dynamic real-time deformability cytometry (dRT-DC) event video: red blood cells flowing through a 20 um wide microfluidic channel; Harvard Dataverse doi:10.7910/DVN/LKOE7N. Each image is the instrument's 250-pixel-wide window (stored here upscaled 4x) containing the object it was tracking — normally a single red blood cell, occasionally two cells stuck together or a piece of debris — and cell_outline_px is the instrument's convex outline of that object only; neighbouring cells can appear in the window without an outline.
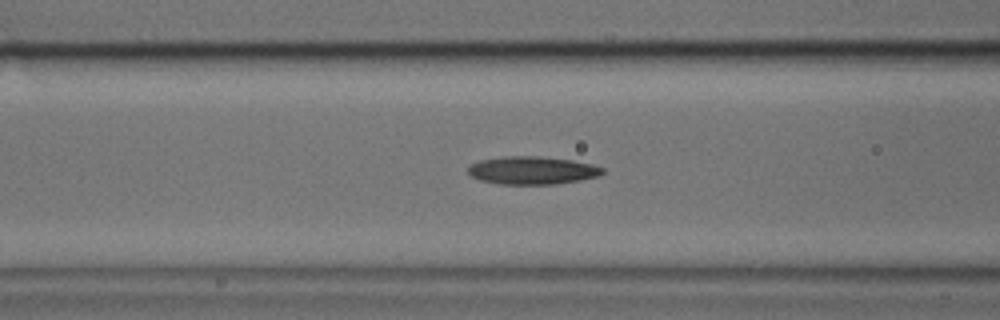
{"species": "common noctule bat (a hibernating species)", "species_latin": "Nyctalus noctula", "temperature_condition": "cold", "stored_images_in_passage": 45, "camera_frame_rate_fps": 3000, "um_per_image_px": 0.085, "animal": {"sex": "male", "body_mass_g": 17.9, "forearm_length_mm": 54.2}, "frame": {"image": 1, "passage_image": 14, "time_ms": 4.333, "image_size_px": [1000, 320], "cell_outline_px": [[604, 172], [600, 176], [580, 180], [556, 184], [500, 184], [480, 180], [472, 176], [468, 172], [468, 168], [472, 164], [480, 160], [504, 156], [536, 156], [572, 160], [592, 164], [604, 168]], "centroid_in_image_um": [45.27, 14.48], "position_along_channel_um": 121.3, "area_um2": 21.85}}
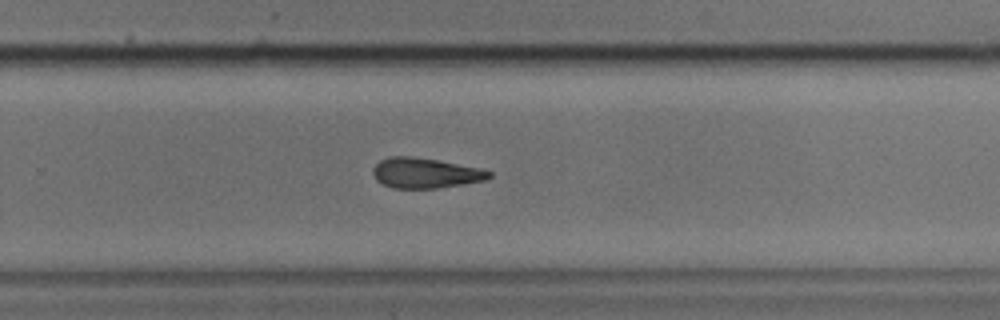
{"frame": {"image": 2, "passage_image": 27, "time_ms": 8.667, "image_size_px": [1000, 320], "cell_outline_px": [[492, 176], [484, 180], [436, 188], [392, 188], [376, 180], [372, 172], [372, 168], [380, 160], [392, 156], [412, 156], [436, 160], [480, 168], [492, 172]], "centroid_in_image_um": [36.11, 14.7], "position_along_channel_um": 293.7, "area_um2": 20.23}}
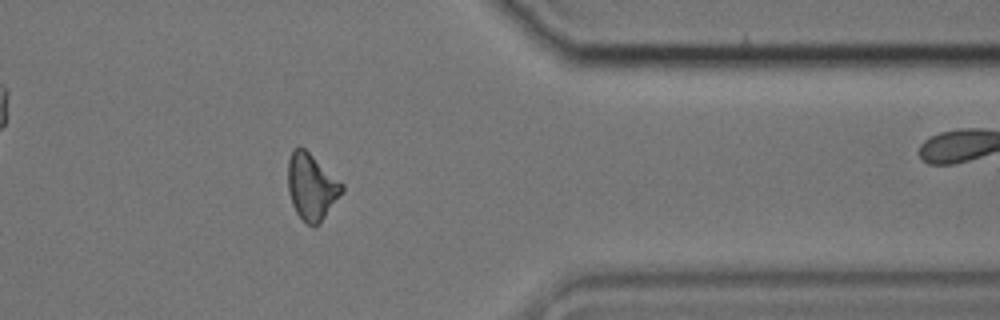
{"frame": {"image": 3, "passage_image": 35, "time_ms": 11.333, "image_size_px": [1000, 320], "cell_outline_px": [[344, 192], [320, 224], [316, 228], [312, 228], [296, 212], [292, 204], [288, 192], [288, 160], [292, 148], [304, 148], [344, 184]], "centroid_in_image_um": [26.5, 15.91], "position_along_channel_um": 384.9, "area_um2": 21.1}}